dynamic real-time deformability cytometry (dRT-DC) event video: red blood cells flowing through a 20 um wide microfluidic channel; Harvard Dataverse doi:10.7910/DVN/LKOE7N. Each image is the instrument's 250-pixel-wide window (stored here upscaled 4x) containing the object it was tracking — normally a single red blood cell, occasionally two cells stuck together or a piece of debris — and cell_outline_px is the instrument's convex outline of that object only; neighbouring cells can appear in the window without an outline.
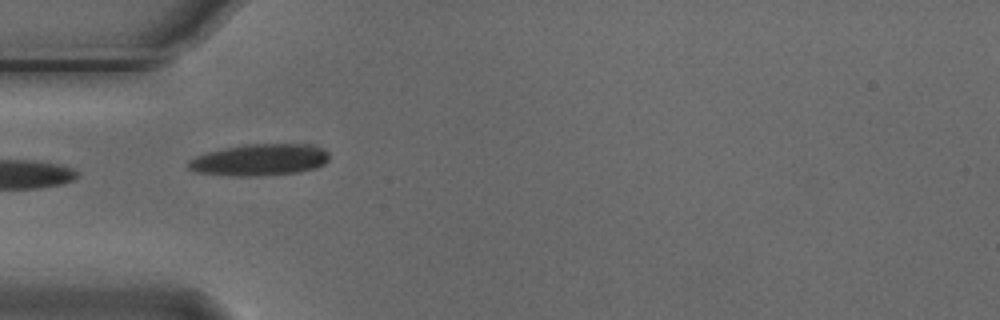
{"species": "Egyptian fruit bat (a non-hibernating species)", "species_latin": "Rousettus aegyptiacus", "temperature_condition": "cold", "stored_images_in_passage": 2, "camera_frame_rate_fps": 3000, "um_per_image_px": 0.085, "animal": {"sex": "male"}, "frame": {"image": 1, "passage_image": 1, "time_ms": 0.0, "image_size_px": [1000, 320], "cell_outline_px": [[328, 160], [324, 164], [316, 168], [296, 172], [260, 176], [232, 176], [192, 172], [188, 168], [188, 160], [196, 156], [208, 152], [224, 148], [244, 144], [312, 144], [324, 148], [328, 152]], "centroid_in_image_um": [22.06, 13.58], "position_along_channel_um": 62.9, "area_um2": 26.24}}
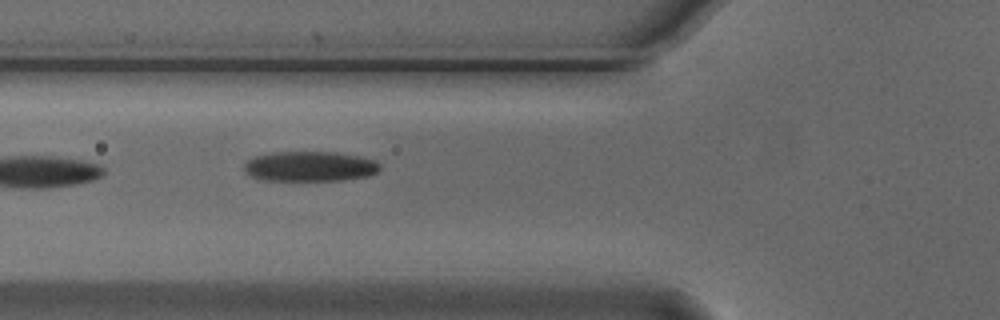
{"frame": {"image": 2, "passage_image": 2, "time_ms": 0.333, "image_size_px": [1000, 320], "cell_outline_px": [[380, 168], [376, 172], [368, 176], [340, 180], [260, 180], [244, 172], [244, 164], [248, 160], [256, 156], [272, 152], [336, 152], [360, 156], [376, 160], [380, 164]], "centroid_in_image_um": [26.34, 14.14], "position_along_channel_um": 99.5, "area_um2": 23.81}}